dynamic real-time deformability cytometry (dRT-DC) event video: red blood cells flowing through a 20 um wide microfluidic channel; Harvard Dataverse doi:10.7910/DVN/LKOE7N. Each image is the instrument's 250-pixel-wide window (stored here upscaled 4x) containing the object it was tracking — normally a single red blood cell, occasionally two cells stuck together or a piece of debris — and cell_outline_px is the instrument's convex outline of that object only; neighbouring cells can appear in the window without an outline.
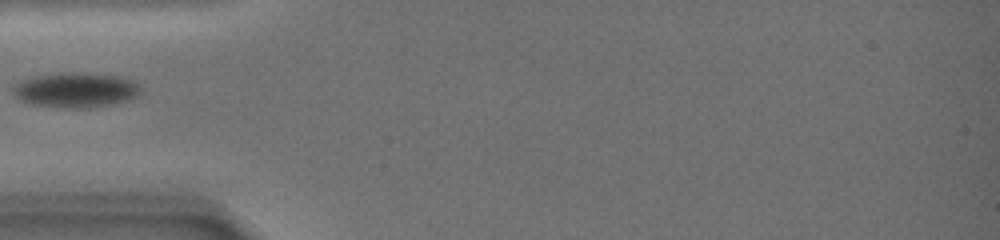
{"species": "common noctule bat (a hibernating species)", "species_latin": "Nyctalus noctula", "temperature_condition": "warm", "stored_images_in_passage": 35, "camera_frame_rate_fps": 3000, "um_per_image_px": 0.085, "animal": {"sex": "female", "body_mass_g": 19.0, "forearm_length_mm": 51.5}, "frame": {"image": 1, "passage_image": 1, "time_ms": 0.0, "image_size_px": [1000, 240], "cell_outline_px": [[140, 92], [136, 96], [128, 100], [112, 104], [88, 108], [64, 108], [28, 104], [12, 96], [12, 84], [20, 80], [32, 76], [60, 72], [64, 72], [120, 76], [132, 80], [140, 84]], "centroid_in_image_um": [6.35, 7.65], "position_along_channel_um": 78.6, "area_um2": 26.41}}
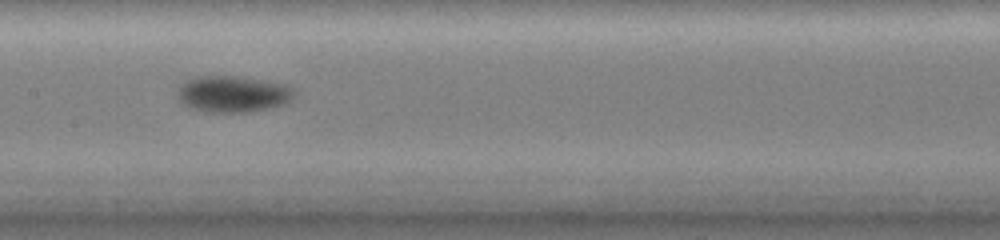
{"frame": {"image": 2, "passage_image": 12, "time_ms": 3.667, "image_size_px": [1000, 240], "cell_outline_px": [[296, 96], [292, 100], [284, 104], [268, 108], [248, 112], [204, 112], [180, 104], [176, 96], [176, 92], [180, 84], [188, 80], [200, 76], [236, 76], [288, 84], [296, 92]], "centroid_in_image_um": [19.79, 8.0], "position_along_channel_um": 187.6, "area_um2": 25.14}}
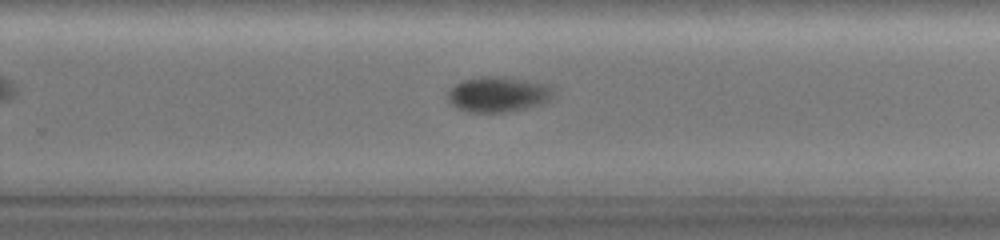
{"frame": {"image": 3, "passage_image": 23, "time_ms": 7.0, "image_size_px": [1000, 240], "cell_outline_px": [[556, 96], [540, 104], [508, 112], [468, 112], [456, 108], [448, 104], [448, 88], [464, 80], [480, 76], [504, 76], [528, 80], [544, 84], [552, 88], [556, 92]], "centroid_in_image_um": [42.31, 8.01], "position_along_channel_um": 287.5, "area_um2": 22.08}}